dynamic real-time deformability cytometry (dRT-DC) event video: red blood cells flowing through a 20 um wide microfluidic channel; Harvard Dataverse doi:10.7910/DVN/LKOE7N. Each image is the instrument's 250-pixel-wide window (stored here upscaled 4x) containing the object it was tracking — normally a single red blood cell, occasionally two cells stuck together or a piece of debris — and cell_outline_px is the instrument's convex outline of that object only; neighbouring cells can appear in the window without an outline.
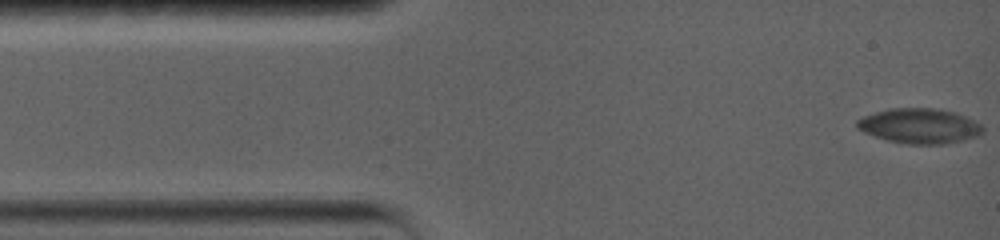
{"species": "common noctule bat (a hibernating species)", "species_latin": "Nyctalus noctula", "temperature_condition": "warm", "stored_images_in_passage": 11, "camera_frame_rate_fps": 5000, "um_per_image_px": 0.085, "animal": {"sex": "female", "body_mass_g": 19.0, "forearm_length_mm": 56.7}, "frame": {"image": 1, "passage_image": 1, "time_ms": 0.0, "image_size_px": [1000, 240], "cell_outline_px": [[984, 132], [976, 136], [944, 144], [908, 144], [888, 140], [864, 132], [856, 128], [856, 120], [864, 116], [888, 108], [936, 108], [956, 112], [980, 124], [984, 128]], "centroid_in_image_um": [78.14, 10.69], "position_along_channel_um": 6.9, "area_um2": 25.49}}